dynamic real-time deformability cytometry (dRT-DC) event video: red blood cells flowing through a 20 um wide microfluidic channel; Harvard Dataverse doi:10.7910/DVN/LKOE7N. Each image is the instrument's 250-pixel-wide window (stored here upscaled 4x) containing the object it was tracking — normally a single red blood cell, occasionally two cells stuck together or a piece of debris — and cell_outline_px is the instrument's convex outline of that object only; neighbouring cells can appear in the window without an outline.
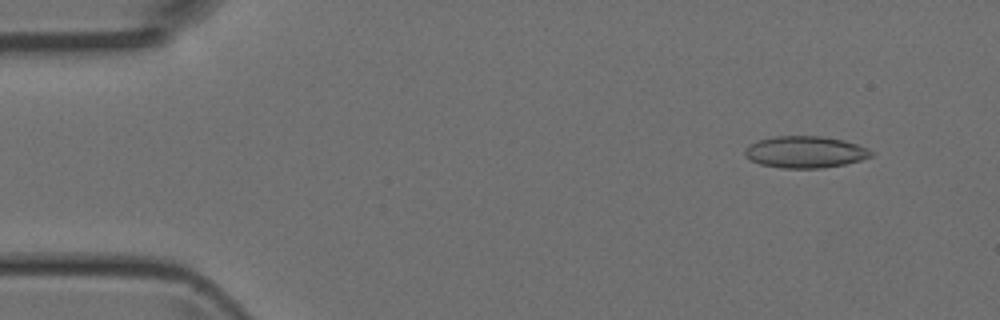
{"species": "Egyptian fruit bat (a non-hibernating species)", "species_latin": "Rousettus aegyptiacus", "temperature_condition": "room temperature", "stored_images_in_passage": 33, "camera_frame_rate_fps": 3000, "um_per_image_px": 0.085, "animal": {"sex": "female"}, "frame": {"image": 1, "passage_image": 4, "time_ms": 1.0, "image_size_px": [1000, 320], "cell_outline_px": [[876, 152], [872, 156], [860, 160], [844, 164], [820, 168], [780, 168], [760, 164], [744, 156], [744, 148], [748, 144], [756, 140], [772, 136], [820, 136], [844, 140], [868, 148]], "centroid_in_image_um": [68.41, 12.91], "position_along_channel_um": 16.6, "area_um2": 23.58}}
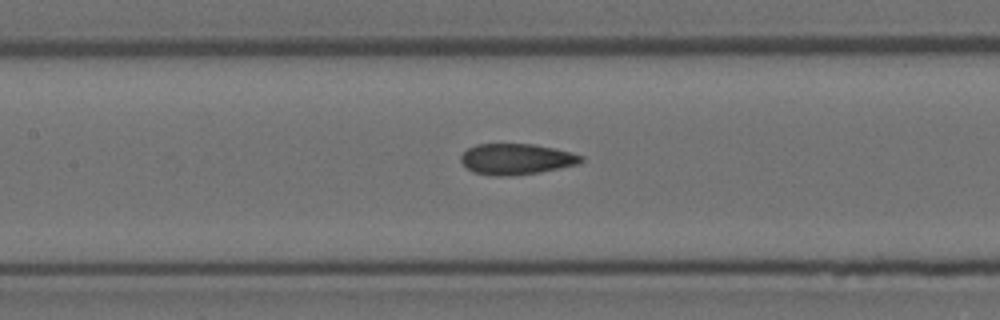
{"frame": {"image": 2, "passage_image": 21, "time_ms": 6.667, "image_size_px": [1000, 320], "cell_outline_px": [[584, 160], [580, 164], [540, 172], [504, 176], [492, 176], [476, 172], [468, 168], [460, 160], [460, 156], [468, 148], [476, 144], [536, 144], [584, 156]], "centroid_in_image_um": [43.9, 13.52], "position_along_channel_um": 163.5, "area_um2": 21.5}}
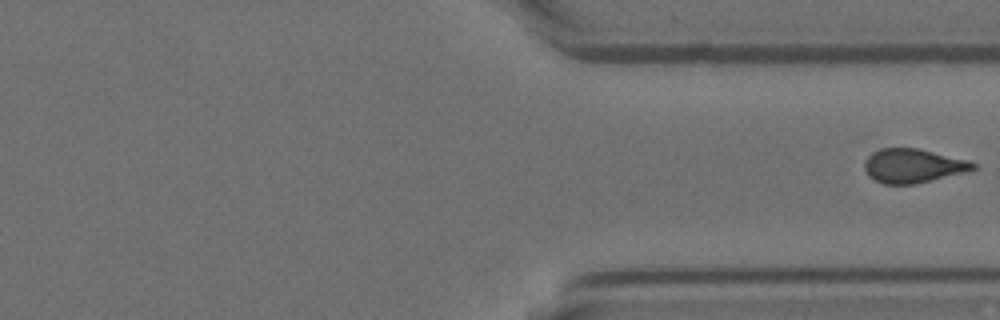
{"frame": {"image": 3, "passage_image": 33, "time_ms": 10.667, "image_size_px": [1000, 320], "cell_outline_px": [[976, 168], [932, 180], [912, 184], [884, 184], [868, 176], [864, 168], [864, 160], [872, 152], [880, 148], [916, 148], [968, 160], [976, 164]], "centroid_in_image_um": [77.54, 14.08], "position_along_channel_um": 333.9, "area_um2": 21.21}}